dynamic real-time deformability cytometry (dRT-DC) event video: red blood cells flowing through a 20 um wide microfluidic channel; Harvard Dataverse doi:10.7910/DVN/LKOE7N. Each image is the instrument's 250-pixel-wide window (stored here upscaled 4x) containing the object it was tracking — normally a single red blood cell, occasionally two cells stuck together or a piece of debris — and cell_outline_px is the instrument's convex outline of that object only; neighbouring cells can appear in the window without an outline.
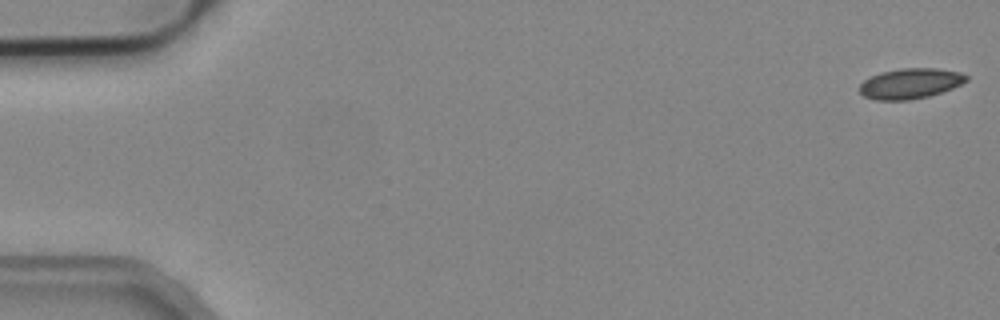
{"species": "common noctule bat (a hibernating species)", "species_latin": "Nyctalus noctula", "temperature_condition": "cold", "stored_images_in_passage": 52, "camera_frame_rate_fps": 3000, "um_per_image_px": 0.085, "animal": {"sex": "male", "body_mass_g": 19.2, "forearm_length_mm": 51.8}, "frame": {"image": 1, "passage_image": 1, "time_ms": 0.0, "image_size_px": [1000, 320], "cell_outline_px": [[968, 80], [952, 88], [928, 96], [908, 100], [876, 100], [864, 96], [860, 92], [860, 84], [864, 80], [880, 72], [900, 68], [936, 68], [960, 72], [968, 76]], "centroid_in_image_um": [77.36, 7.09], "position_along_channel_um": 7.6, "area_um2": 18.79}}
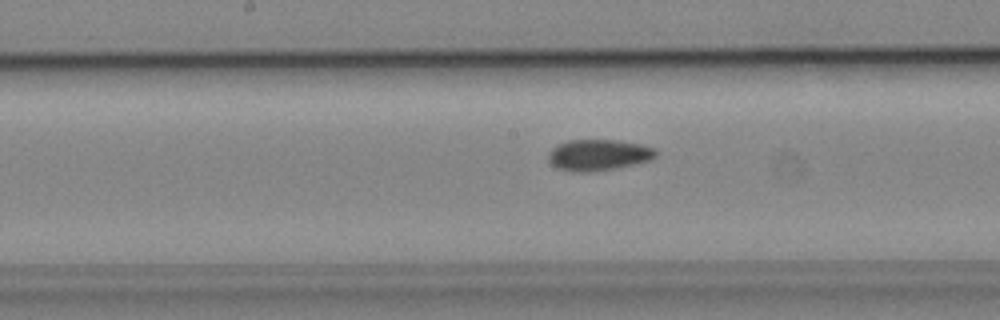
{"frame": {"image": 2, "passage_image": 27, "time_ms": 8.667, "image_size_px": [1000, 320], "cell_outline_px": [[660, 152], [652, 160], [636, 164], [616, 168], [588, 172], [572, 172], [556, 168], [548, 160], [548, 152], [552, 148], [568, 140], [616, 140], [640, 144], [656, 148]], "centroid_in_image_um": [50.9, 13.18], "position_along_channel_um": 197.3, "area_um2": 19.77}}
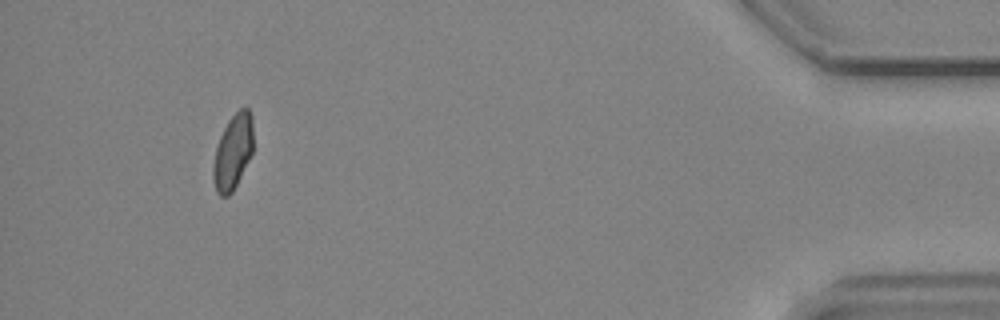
{"frame": {"image": 3, "passage_image": 49, "time_ms": 16.0, "image_size_px": [1000, 320], "cell_outline_px": [[252, 152], [232, 192], [228, 196], [220, 196], [216, 192], [212, 180], [212, 168], [216, 148], [220, 136], [228, 120], [240, 108], [248, 108], [252, 116]], "centroid_in_image_um": [19.77, 12.92], "position_along_channel_um": 415.4, "area_um2": 17.34}, "authors_computed_cell_mechanics": {"area_um2": 18.9584, "velocity_mm_per_s": 3.9057, "shape_relaxation_time_tau1_ms": null, "shape_relaxation_time_tau2_ms": 4.3754, "deformation_change_tau1": null, "deformation_change_tau2": 0.0709}}